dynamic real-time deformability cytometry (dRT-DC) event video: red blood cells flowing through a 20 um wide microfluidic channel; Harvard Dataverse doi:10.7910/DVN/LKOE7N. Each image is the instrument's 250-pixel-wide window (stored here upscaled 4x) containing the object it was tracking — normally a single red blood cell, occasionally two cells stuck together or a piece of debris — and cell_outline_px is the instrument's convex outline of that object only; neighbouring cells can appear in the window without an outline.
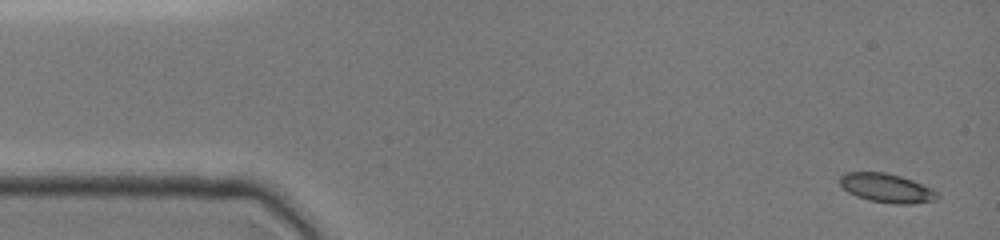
{"species": "common noctule bat (a hibernating species)", "species_latin": "Nyctalus noctula", "temperature_condition": "cold", "stored_images_in_passage": 23, "camera_frame_rate_fps": 3000, "um_per_image_px": 0.085, "animal": {"sex": "female", "body_mass_g": 19.0, "forearm_length_mm": 51.5}, "frame": {"image": 1, "passage_image": 1, "time_ms": 0.0, "image_size_px": [1000, 240], "cell_outline_px": [[940, 196], [936, 200], [912, 204], [896, 204], [868, 200], [856, 196], [848, 192], [836, 180], [844, 172], [884, 172], [900, 176], [912, 180], [932, 188]], "centroid_in_image_um": [75.34, 15.98], "position_along_channel_um": 9.7, "area_um2": 16.59}}
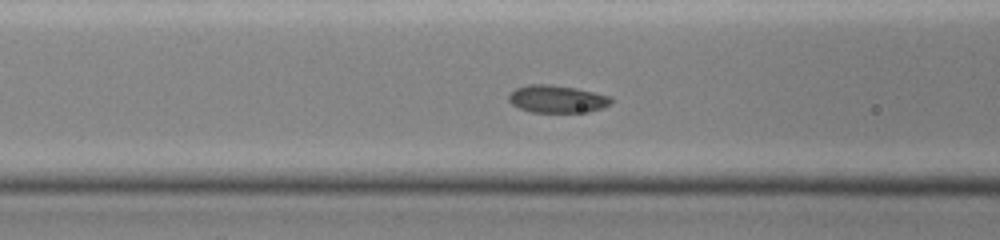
{"frame": {"image": 2, "passage_image": 10, "time_ms": 5.667, "image_size_px": [1000, 240], "cell_outline_px": [[612, 100], [608, 104], [600, 108], [588, 112], [532, 112], [520, 108], [512, 104], [508, 100], [508, 96], [516, 88], [528, 84], [548, 84], [576, 88], [612, 96]], "centroid_in_image_um": [47.34, 8.41], "position_along_channel_um": 119.3, "area_um2": 16.3}}
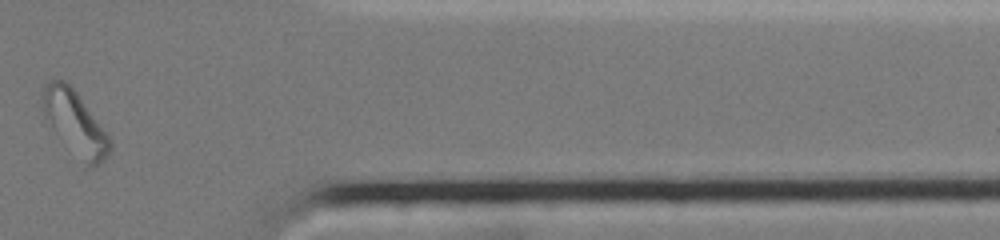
{"frame": {"image": 3, "passage_image": 20, "time_ms": 13.333, "image_size_px": [1000, 240], "cell_outline_px": [[112, 148], [104, 160], [100, 164], [92, 168], [56, 132], [44, 116], [44, 88], [48, 80], [64, 80], [76, 92], [108, 136], [112, 144]], "centroid_in_image_um": [6.4, 10.43], "position_along_channel_um": 405.0, "area_um2": 23.41}}